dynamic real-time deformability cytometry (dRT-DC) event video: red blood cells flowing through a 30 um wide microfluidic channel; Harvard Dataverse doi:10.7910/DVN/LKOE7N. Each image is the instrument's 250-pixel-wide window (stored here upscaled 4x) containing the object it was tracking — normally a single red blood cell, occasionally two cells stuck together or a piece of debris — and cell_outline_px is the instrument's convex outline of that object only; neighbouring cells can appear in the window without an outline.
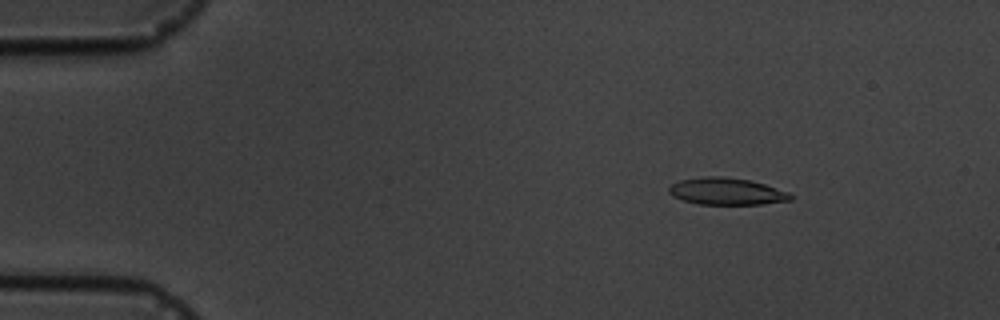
{"species": "common noctule bat (a hibernating species)", "species_latin": "Nyctalus noctula", "temperature_condition": "cold", "stored_images_in_passage": 5, "camera_frame_rate_fps": 3000, "um_per_image_px": 0.085, "animal": {"sex": "male", "body_mass_g": 19.5, "forearm_length_mm": 54.6}, "frame": {"image": 1, "passage_image": 3, "time_ms": 2.0, "image_size_px": [1000, 320], "cell_outline_px": [[792, 200], [764, 204], [700, 204], [684, 200], [672, 196], [668, 192], [668, 188], [672, 184], [680, 180], [704, 176], [724, 176], [748, 180], [764, 184], [788, 192], [792, 196]], "centroid_in_image_um": [61.75, 16.26], "position_along_channel_um": 23.3, "area_um2": 19.02}}